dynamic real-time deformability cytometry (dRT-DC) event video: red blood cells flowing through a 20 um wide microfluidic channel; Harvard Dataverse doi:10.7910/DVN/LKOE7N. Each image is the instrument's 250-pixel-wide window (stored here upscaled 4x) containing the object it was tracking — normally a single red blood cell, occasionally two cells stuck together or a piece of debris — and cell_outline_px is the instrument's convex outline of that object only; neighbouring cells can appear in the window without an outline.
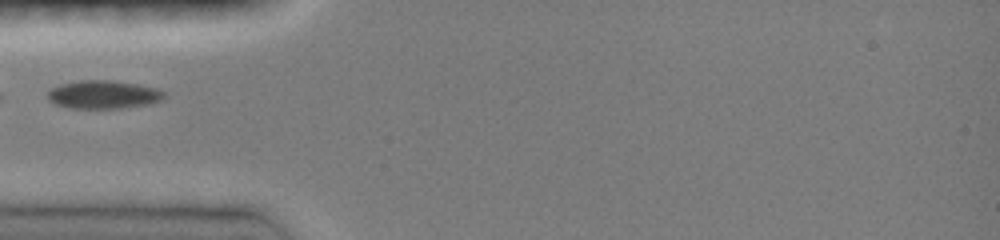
{"species": "common noctule bat (a hibernating species)", "species_latin": "Nyctalus noctula", "temperature_condition": "room temperature", "stored_images_in_passage": 31, "camera_frame_rate_fps": 3000, "um_per_image_px": 0.085, "animal": {"sex": "female", "body_mass_g": 19.0, "forearm_length_mm": 51.5}, "frame": {"image": 1, "passage_image": 1, "time_ms": 0.0, "image_size_px": [1000, 240], "cell_outline_px": [[164, 96], [160, 100], [152, 104], [120, 108], [68, 108], [56, 104], [48, 100], [48, 92], [52, 88], [60, 84], [80, 80], [112, 80], [136, 84], [156, 88], [164, 92]], "centroid_in_image_um": [8.78, 8.04], "position_along_channel_um": 76.2, "area_um2": 19.13}}